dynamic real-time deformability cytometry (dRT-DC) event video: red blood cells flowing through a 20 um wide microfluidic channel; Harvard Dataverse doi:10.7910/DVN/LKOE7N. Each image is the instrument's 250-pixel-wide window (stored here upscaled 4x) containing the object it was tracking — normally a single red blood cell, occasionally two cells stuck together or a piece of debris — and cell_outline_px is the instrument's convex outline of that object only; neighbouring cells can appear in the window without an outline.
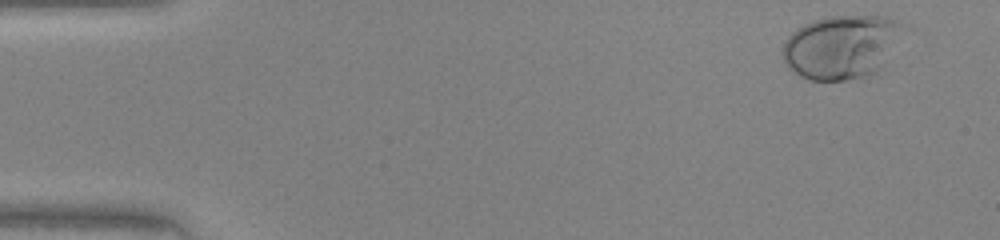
{"species": "human", "species_latin": "Homo sapiens", "temperature_condition": "warm", "stored_images_in_passage": 40, "camera_frame_rate_fps": 3000, "um_per_image_px": 0.085, "donor": {"sex": "female"}, "frame": {"image": 1, "passage_image": 2, "time_ms": 0.333, "image_size_px": [1000, 240], "cell_outline_px": [[912, 28], [892, 72], [864, 80], [808, 80], [792, 72], [788, 68], [780, 52], [780, 48], [788, 36], [792, 32], [804, 24], [812, 20], [828, 16], [888, 16], [912, 24]], "centroid_in_image_um": [71.88, 4.03], "position_along_channel_um": 13.1, "area_um2": 49.65}}
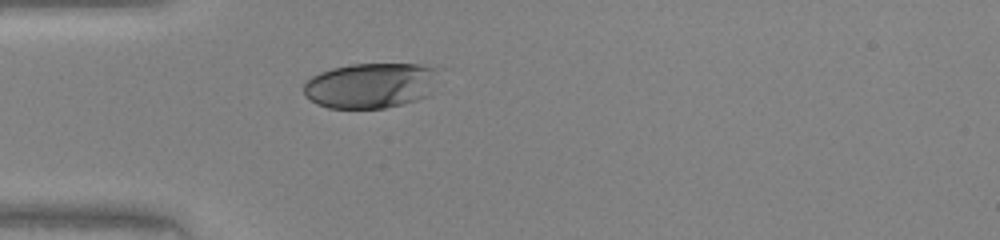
{"frame": {"image": 2, "passage_image": 13, "time_ms": 4.0, "image_size_px": [1000, 240], "cell_outline_px": [[436, 68], [428, 96], [416, 100], [384, 108], [328, 108], [316, 104], [304, 96], [304, 84], [312, 76], [320, 72], [332, 68], [352, 64], [420, 64]], "centroid_in_image_um": [31.42, 7.27], "position_along_channel_um": 53.6, "area_um2": 35.26}}
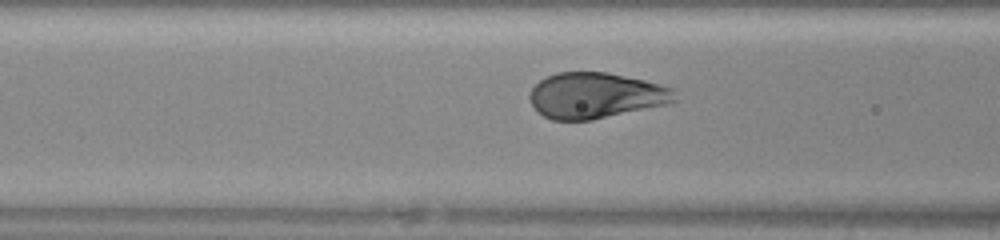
{"frame": {"image": 3, "passage_image": 18, "time_ms": 5.667, "image_size_px": [1000, 240], "cell_outline_px": [[676, 100], [668, 104], [592, 120], [552, 120], [536, 112], [528, 100], [528, 96], [532, 88], [540, 80], [556, 72], [608, 72], [644, 80], [660, 84], [672, 88], [676, 92]], "centroid_in_image_um": [50.61, 8.12], "position_along_channel_um": 116.0, "area_um2": 38.96}}